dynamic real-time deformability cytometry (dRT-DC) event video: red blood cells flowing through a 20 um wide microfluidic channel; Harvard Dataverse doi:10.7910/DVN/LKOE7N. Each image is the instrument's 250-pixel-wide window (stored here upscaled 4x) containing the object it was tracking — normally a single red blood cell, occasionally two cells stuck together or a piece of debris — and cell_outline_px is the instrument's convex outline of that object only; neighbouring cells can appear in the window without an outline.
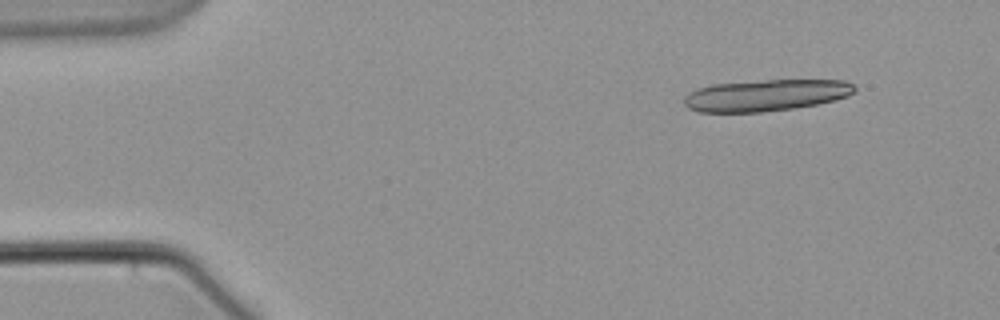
{"species": "common noctule bat (a hibernating species)", "species_latin": "Nyctalus noctula", "temperature_condition": "warm", "stored_images_in_passage": 5, "camera_frame_rate_fps": 3000, "um_per_image_px": 0.085, "animal": {"sex": "male", "body_mass_g": 21.5, "forearm_length_mm": 52.0}, "frame": {"image": 1, "passage_image": 2, "time_ms": 1.0, "image_size_px": [1000, 320], "cell_outline_px": [[856, 92], [848, 96], [836, 100], [796, 108], [760, 112], [700, 112], [688, 108], [684, 104], [684, 96], [696, 88], [712, 84], [768, 80], [844, 80], [852, 84], [856, 88]], "centroid_in_image_um": [65.1, 8.1], "position_along_channel_um": 19.9, "area_um2": 31.5}}